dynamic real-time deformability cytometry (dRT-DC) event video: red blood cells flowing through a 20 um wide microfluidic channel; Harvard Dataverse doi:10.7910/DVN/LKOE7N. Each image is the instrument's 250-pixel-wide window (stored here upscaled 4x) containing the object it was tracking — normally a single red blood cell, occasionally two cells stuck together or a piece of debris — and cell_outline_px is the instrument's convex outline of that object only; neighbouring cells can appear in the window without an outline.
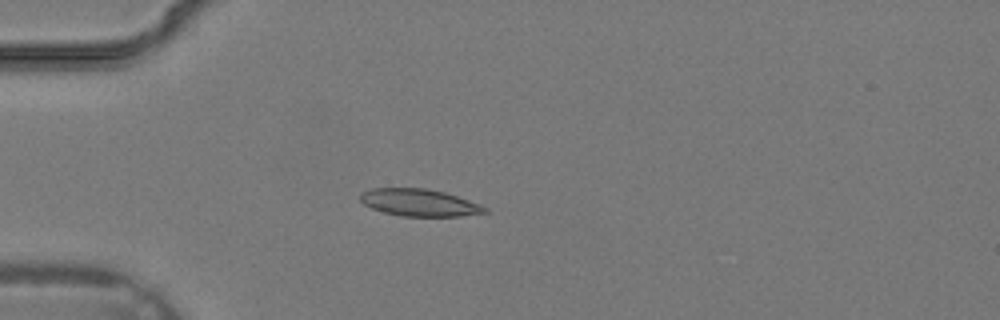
{"species": "common noctule bat (a hibernating species)", "species_latin": "Nyctalus noctula", "temperature_condition": "warm", "stored_images_in_passage": 36, "camera_frame_rate_fps": 3000, "um_per_image_px": 0.085, "animal": {"sex": "male", "body_mass_g": 19.2, "forearm_length_mm": 51.8}, "frame": {"image": 1, "passage_image": 10, "time_ms": 3.0, "image_size_px": [1000, 320], "cell_outline_px": [[488, 212], [460, 216], [400, 216], [384, 212], [372, 208], [364, 204], [360, 200], [360, 192], [372, 188], [424, 188], [444, 192], [480, 204], [488, 208]], "centroid_in_image_um": [35.62, 17.22], "position_along_channel_um": 49.4, "area_um2": 19.65}}
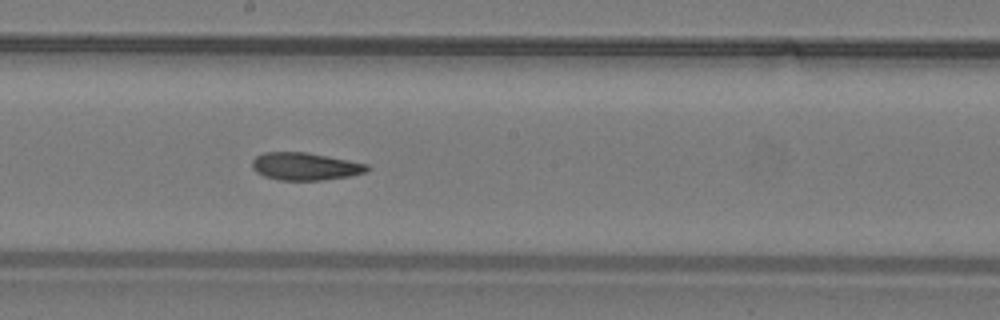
{"frame": {"image": 2, "passage_image": 20, "time_ms": 6.333, "image_size_px": [1000, 320], "cell_outline_px": [[372, 168], [368, 172], [348, 176], [324, 180], [280, 180], [264, 176], [256, 172], [252, 168], [252, 160], [256, 156], [264, 152], [308, 152], [368, 164]], "centroid_in_image_um": [25.96, 14.14], "position_along_channel_um": 222.2, "area_um2": 18.61}}
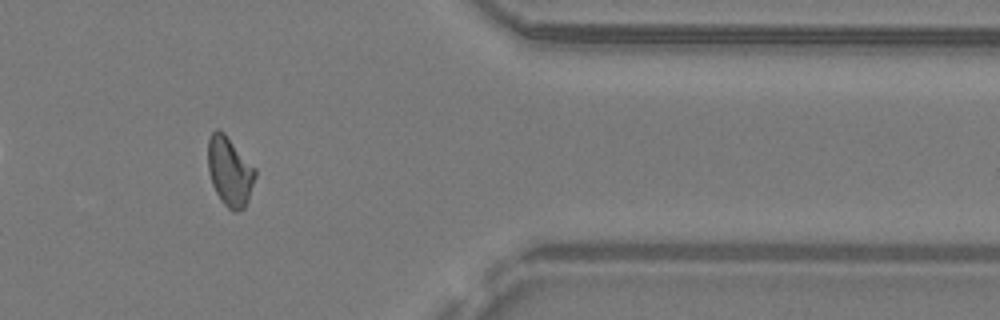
{"frame": {"image": 3, "passage_image": 30, "time_ms": 9.667, "image_size_px": [1000, 320], "cell_outline_px": [[256, 176], [248, 200], [244, 208], [236, 212], [232, 212], [220, 200], [212, 184], [208, 172], [208, 140], [212, 132], [216, 128], [220, 128], [224, 132], [256, 168]], "centroid_in_image_um": [19.53, 14.56], "position_along_channel_um": 391.9, "area_um2": 19.31}}